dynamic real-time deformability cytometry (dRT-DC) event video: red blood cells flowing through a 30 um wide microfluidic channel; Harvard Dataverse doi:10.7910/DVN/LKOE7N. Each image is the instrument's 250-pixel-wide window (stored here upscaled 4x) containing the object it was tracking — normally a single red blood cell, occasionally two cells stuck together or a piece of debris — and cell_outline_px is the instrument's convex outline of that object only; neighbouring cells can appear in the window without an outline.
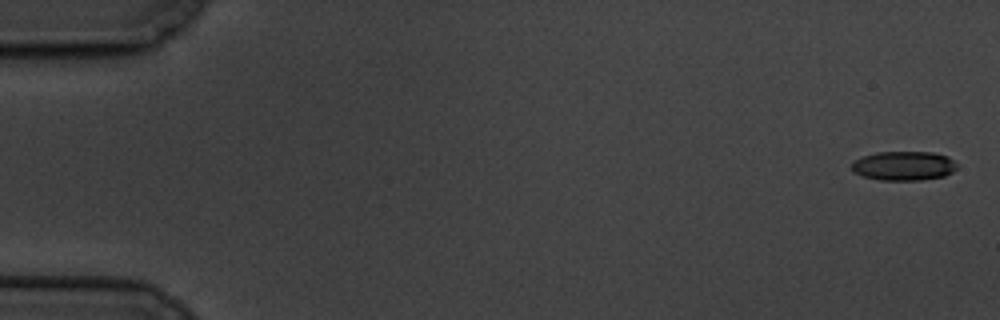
{"species": "common noctule bat (a hibernating species)", "species_latin": "Nyctalus noctula", "temperature_condition": "cold", "stored_images_in_passage": 8, "camera_frame_rate_fps": 3000, "um_per_image_px": 0.085, "animal": {"sex": "male", "body_mass_g": 19.5, "forearm_length_mm": 54.6}, "frame": {"image": 1, "passage_image": 1, "time_ms": 0.0, "image_size_px": [1000, 320], "cell_outline_px": [[956, 168], [952, 172], [944, 176], [920, 180], [880, 180], [864, 176], [852, 172], [852, 160], [860, 156], [876, 152], [932, 152], [948, 156], [956, 164]], "centroid_in_image_um": [76.77, 14.09], "position_along_channel_um": 8.2, "area_um2": 18.03}}
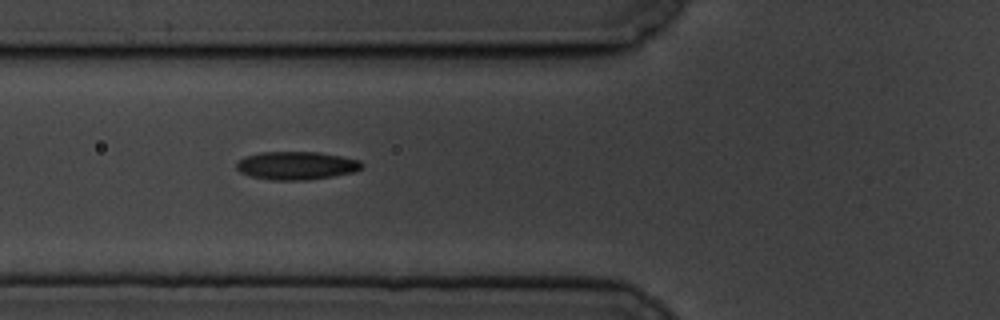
{"frame": {"image": 2, "passage_image": 7, "time_ms": 7.0, "image_size_px": [1000, 320], "cell_outline_px": [[364, 164], [360, 168], [352, 172], [332, 176], [308, 180], [272, 180], [248, 176], [240, 172], [236, 168], [236, 164], [244, 156], [260, 152], [320, 152], [360, 160]], "centroid_in_image_um": [25.16, 14.07], "position_along_channel_um": 100.6, "area_um2": 20.58}}
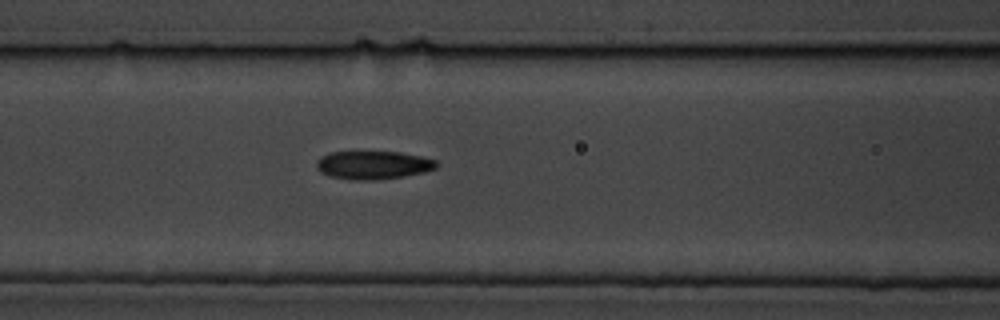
{"frame": {"image": 3, "passage_image": 8, "time_ms": 8.0, "image_size_px": [1000, 320], "cell_outline_px": [[436, 168], [424, 172], [404, 176], [376, 180], [352, 180], [328, 176], [320, 172], [316, 168], [316, 160], [320, 156], [332, 152], [400, 152], [420, 156], [436, 160]], "centroid_in_image_um": [31.67, 14.03], "position_along_channel_um": 134.9, "area_um2": 19.83}}